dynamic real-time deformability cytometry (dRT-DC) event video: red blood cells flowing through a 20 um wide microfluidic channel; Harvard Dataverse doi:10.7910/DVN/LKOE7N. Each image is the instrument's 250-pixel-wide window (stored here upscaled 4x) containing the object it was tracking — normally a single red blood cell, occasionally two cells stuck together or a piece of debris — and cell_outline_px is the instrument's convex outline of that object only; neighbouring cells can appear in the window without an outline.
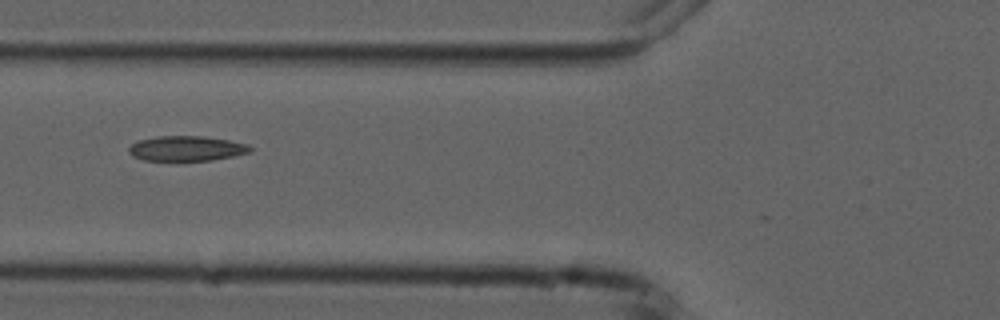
{"species": "common noctule bat (a hibernating species)", "species_latin": "Nyctalus noctula", "temperature_condition": "cold", "stored_images_in_passage": 9, "camera_frame_rate_fps": 3000, "um_per_image_px": 0.085, "animal": {"sex": "male", "forearm_length_mm": 52.5}, "frame": {"image": 1, "passage_image": 6, "time_ms": 6.333, "image_size_px": [1000, 320], "cell_outline_px": [[252, 152], [212, 160], [144, 160], [132, 156], [128, 152], [128, 148], [136, 140], [156, 136], [204, 136], [228, 140], [248, 144], [252, 148]], "centroid_in_image_um": [15.83, 12.61], "position_along_channel_um": 110.0, "area_um2": 17.74}}
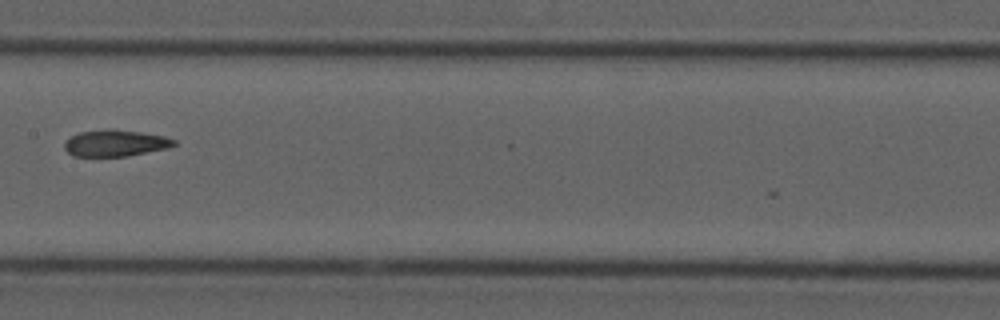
{"frame": {"image": 2, "passage_image": 8, "time_ms": 8.667, "image_size_px": [1000, 320], "cell_outline_px": [[176, 144], [168, 148], [128, 156], [72, 156], [64, 148], [64, 144], [72, 136], [80, 132], [140, 132], [164, 136], [176, 140]], "centroid_in_image_um": [9.84, 12.22], "position_along_channel_um": 197.6, "area_um2": 16.01}}
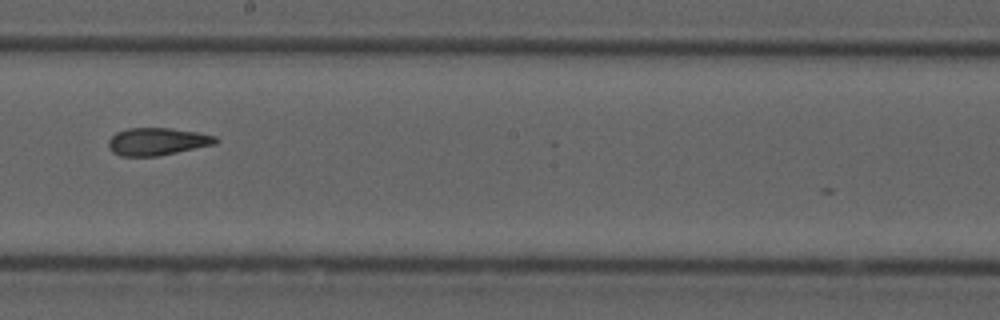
{"frame": {"image": 3, "passage_image": 9, "time_ms": 9.667, "image_size_px": [1000, 320], "cell_outline_px": [[220, 140], [216, 144], [156, 156], [120, 156], [112, 152], [108, 148], [108, 140], [116, 132], [128, 128], [172, 128], [200, 132], [216, 136]], "centroid_in_image_um": [13.37, 12.02], "position_along_channel_um": 234.8, "area_um2": 17.34}}